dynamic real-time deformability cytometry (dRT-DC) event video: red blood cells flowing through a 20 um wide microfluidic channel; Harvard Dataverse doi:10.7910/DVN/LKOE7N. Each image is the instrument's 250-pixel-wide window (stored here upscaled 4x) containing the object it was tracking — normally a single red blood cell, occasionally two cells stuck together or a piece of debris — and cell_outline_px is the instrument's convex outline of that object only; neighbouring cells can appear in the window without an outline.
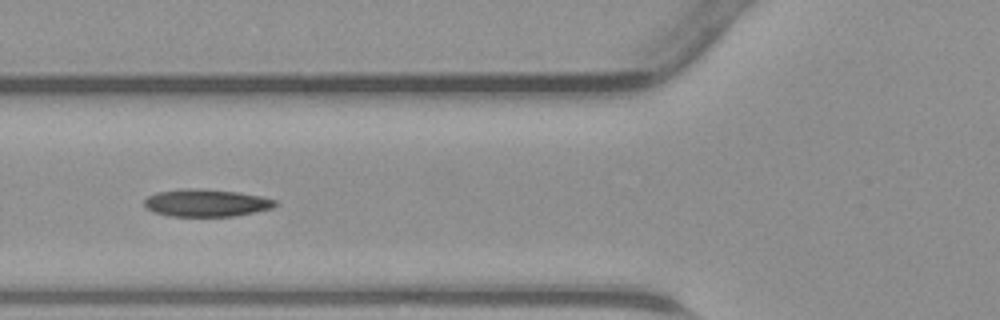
{"species": "common noctule bat (a hibernating species)", "species_latin": "Nyctalus noctula", "temperature_condition": "warm", "stored_images_in_passage": 40, "camera_frame_rate_fps": 3000, "um_per_image_px": 0.085, "animal": {"sex": "male", "body_mass_g": 23.1, "forearm_length_mm": 52.7}, "frame": {"image": 1, "passage_image": 16, "time_ms": 5.0, "image_size_px": [1000, 320], "cell_outline_px": [[276, 204], [272, 208], [236, 216], [168, 216], [152, 212], [144, 204], [144, 200], [148, 196], [156, 192], [184, 188], [192, 188], [236, 192], [260, 196], [276, 200]], "centroid_in_image_um": [17.49, 17.25], "position_along_channel_um": 108.3, "area_um2": 20.81}}
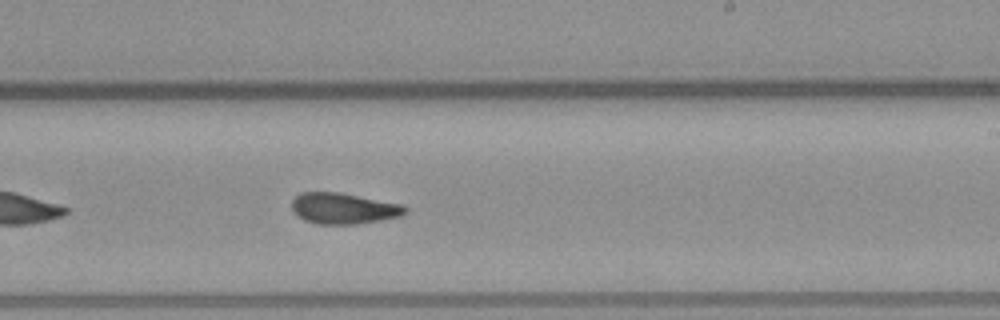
{"frame": {"image": 2, "passage_image": 26, "time_ms": 8.333, "image_size_px": [1000, 320], "cell_outline_px": [[408, 212], [400, 216], [380, 220], [356, 224], [316, 224], [304, 220], [296, 216], [292, 212], [292, 200], [300, 192], [340, 192], [404, 204], [408, 208]], "centroid_in_image_um": [29.2, 17.71], "position_along_channel_um": 259.8, "area_um2": 20.81}}
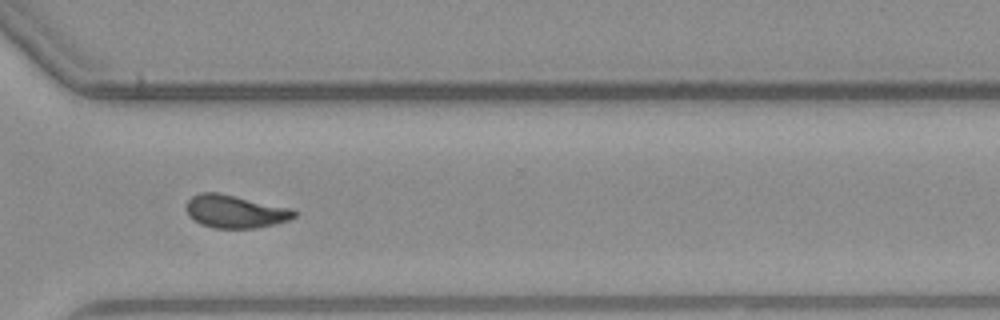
{"frame": {"image": 3, "passage_image": 32, "time_ms": 10.333, "image_size_px": [1000, 320], "cell_outline_px": [[296, 216], [288, 220], [256, 228], [212, 228], [200, 224], [188, 216], [188, 200], [192, 196], [200, 192], [216, 192], [292, 208], [296, 212]], "centroid_in_image_um": [19.98, 17.98], "position_along_channel_um": 350.6, "area_um2": 20.52}}